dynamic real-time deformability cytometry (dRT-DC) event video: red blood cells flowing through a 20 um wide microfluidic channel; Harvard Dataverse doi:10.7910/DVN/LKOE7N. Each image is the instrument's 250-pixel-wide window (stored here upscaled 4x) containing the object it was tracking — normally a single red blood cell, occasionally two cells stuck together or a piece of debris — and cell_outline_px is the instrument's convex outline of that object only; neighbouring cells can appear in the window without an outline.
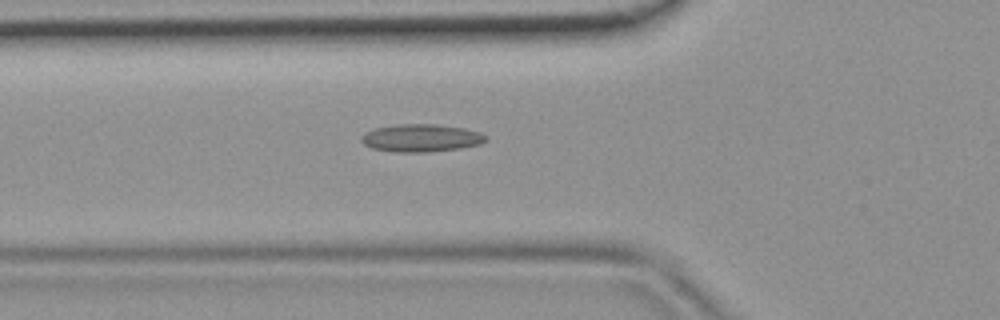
{"species": "common noctule bat (a hibernating species)", "species_latin": "Nyctalus noctula", "temperature_condition": "room temperature", "stored_images_in_passage": 42, "camera_frame_rate_fps": 3000, "um_per_image_px": 0.085, "animal": {"sex": "female", "body_mass_g": 19.9}, "frame": {"image": 1, "passage_image": 12, "time_ms": 3.667, "image_size_px": [1000, 320], "cell_outline_px": [[488, 140], [480, 144], [460, 148], [428, 152], [396, 152], [372, 148], [364, 144], [360, 140], [360, 136], [364, 132], [372, 128], [396, 124], [436, 124], [464, 128], [480, 132], [488, 136]], "centroid_in_image_um": [35.78, 11.72], "position_along_channel_um": 90.0, "area_um2": 20.35}}
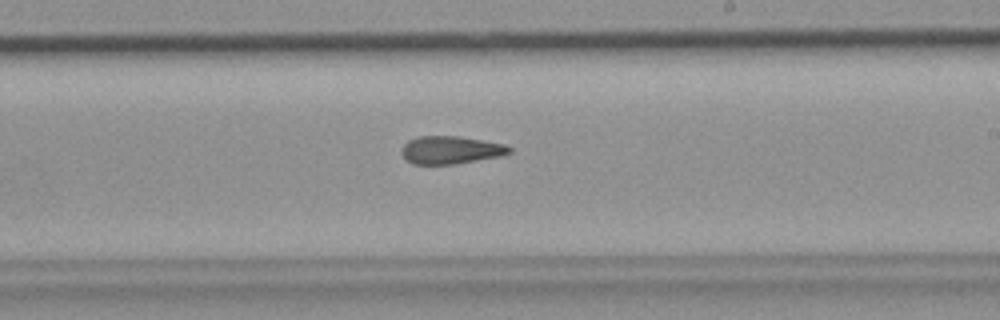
{"frame": {"image": 2, "passage_image": 23, "time_ms": 7.333, "image_size_px": [1000, 320], "cell_outline_px": [[512, 152], [500, 156], [456, 164], [412, 164], [400, 152], [400, 148], [408, 140], [416, 136], [460, 136], [504, 144], [512, 148]], "centroid_in_image_um": [38.29, 12.74], "position_along_channel_um": 250.7, "area_um2": 17.57}}
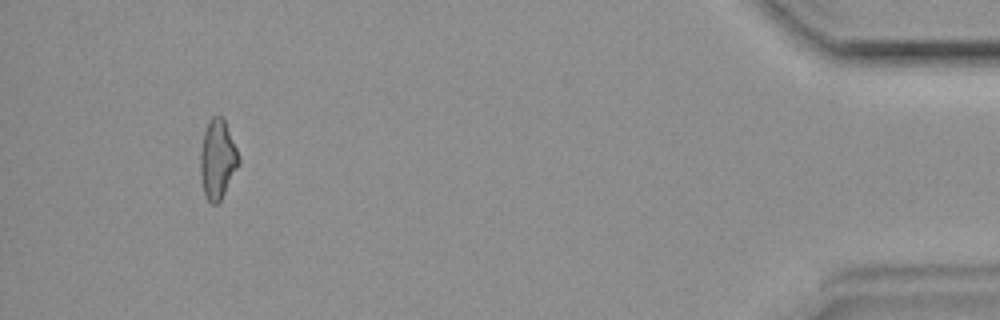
{"frame": {"image": 3, "passage_image": 39, "time_ms": 12.667, "image_size_px": [1000, 320], "cell_outline_px": [[240, 164], [220, 200], [216, 204], [212, 204], [208, 200], [204, 192], [200, 176], [200, 152], [204, 132], [212, 116], [220, 116], [224, 120], [236, 148], [240, 160]], "centroid_in_image_um": [18.48, 13.56], "position_along_channel_um": 416.7, "area_um2": 17.4}}